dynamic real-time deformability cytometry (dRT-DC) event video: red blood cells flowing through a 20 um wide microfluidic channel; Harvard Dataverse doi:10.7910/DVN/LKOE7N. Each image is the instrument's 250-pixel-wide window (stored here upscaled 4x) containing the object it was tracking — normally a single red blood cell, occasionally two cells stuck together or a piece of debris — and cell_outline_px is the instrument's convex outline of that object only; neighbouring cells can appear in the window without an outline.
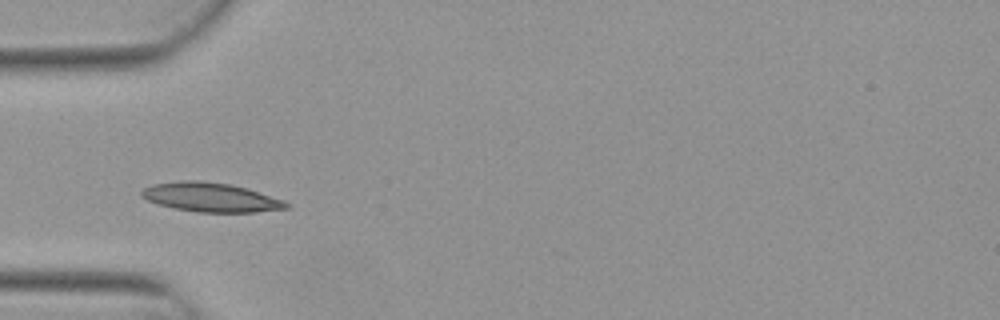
{"species": "Egyptian fruit bat (a non-hibernating species)", "species_latin": "Rousettus aegyptiacus", "temperature_condition": "warm", "stored_images_in_passage": 3, "camera_frame_rate_fps": 3000, "um_per_image_px": 0.085, "animal": {"sex": "female"}, "frame": {"image": 1, "passage_image": 1, "time_ms": 0.0, "image_size_px": [1000, 320], "cell_outline_px": [[292, 204], [288, 208], [256, 212], [196, 212], [176, 208], [160, 204], [148, 200], [140, 196], [140, 192], [144, 188], [152, 184], [180, 180], [200, 180], [232, 184], [248, 188], [284, 200]], "centroid_in_image_um": [17.95, 16.76], "position_along_channel_um": 67.1, "area_um2": 24.74}}
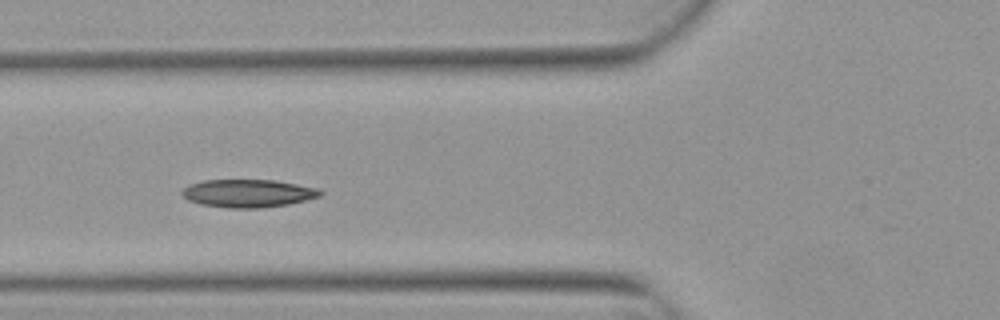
{"frame": {"image": 2, "passage_image": 2, "time_ms": 0.333, "image_size_px": [1000, 320], "cell_outline_px": [[324, 192], [320, 196], [288, 204], [260, 208], [228, 208], [200, 204], [188, 200], [180, 192], [188, 184], [204, 180], [272, 180], [320, 188]], "centroid_in_image_um": [21.07, 16.43], "position_along_channel_um": 104.7, "area_um2": 22.48}}
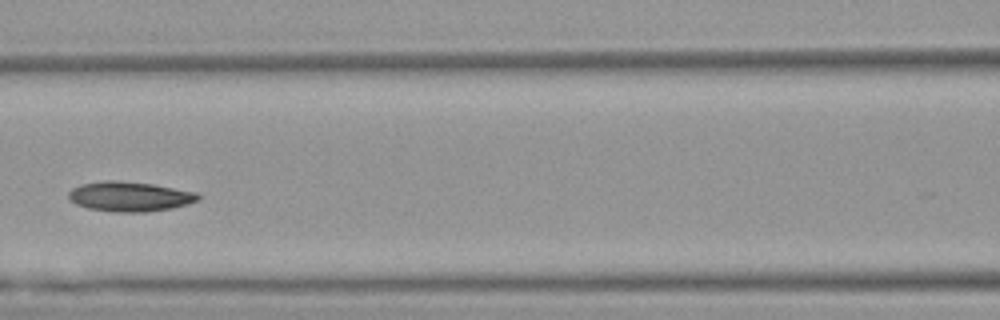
{"frame": {"image": 3, "passage_image": 3, "time_ms": 0.667, "image_size_px": [1000, 320], "cell_outline_px": [[200, 200], [188, 204], [172, 208], [144, 212], [112, 212], [88, 208], [76, 204], [68, 200], [68, 192], [72, 188], [80, 184], [104, 180], [116, 180], [152, 184], [196, 192], [200, 196]], "centroid_in_image_um": [11.0, 16.7], "position_along_channel_um": 155.6, "area_um2": 22.66}}